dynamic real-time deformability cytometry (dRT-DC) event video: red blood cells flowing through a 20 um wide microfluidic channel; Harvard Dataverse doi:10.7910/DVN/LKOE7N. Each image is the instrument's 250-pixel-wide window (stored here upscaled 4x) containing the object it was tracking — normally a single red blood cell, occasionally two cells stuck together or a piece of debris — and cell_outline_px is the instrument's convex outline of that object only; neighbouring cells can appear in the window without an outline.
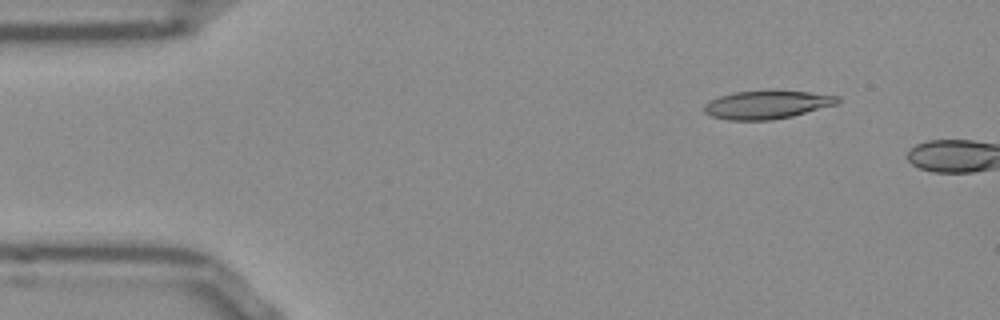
{"species": "Egyptian fruit bat (a non-hibernating species)", "species_latin": "Rousettus aegyptiacus", "temperature_condition": "room temperature", "stored_images_in_passage": 8, "camera_frame_rate_fps": 3000, "um_per_image_px": 0.085, "frame": {"image": 1, "passage_image": 6, "time_ms": 1.667, "image_size_px": [1000, 320], "cell_outline_px": [[840, 100], [836, 104], [792, 116], [772, 120], [728, 120], [708, 116], [704, 112], [704, 104], [720, 96], [736, 92], [808, 92], [840, 96]], "centroid_in_image_um": [65.16, 8.93], "position_along_channel_um": 19.8, "area_um2": 21.44}}